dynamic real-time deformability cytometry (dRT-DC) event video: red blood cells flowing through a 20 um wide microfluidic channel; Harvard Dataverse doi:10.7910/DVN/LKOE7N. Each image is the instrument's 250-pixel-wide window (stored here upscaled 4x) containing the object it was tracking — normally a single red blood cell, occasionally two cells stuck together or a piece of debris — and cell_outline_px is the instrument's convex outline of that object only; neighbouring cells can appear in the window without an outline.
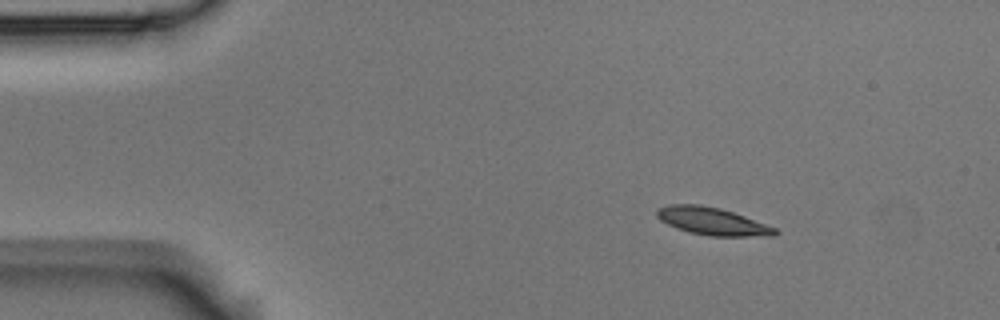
{"species": "Egyptian fruit bat (a non-hibernating species)", "species_latin": "Rousettus aegyptiacus", "temperature_condition": "room temperature", "stored_images_in_passage": 4, "camera_frame_rate_fps": 3000, "um_per_image_px": 0.085, "animal": {"sex": "male"}, "frame": {"image": 1, "passage_image": 1, "time_ms": 0.0, "image_size_px": [1000, 320], "cell_outline_px": [[780, 232], [776, 236], [708, 236], [688, 232], [676, 228], [660, 220], [656, 216], [656, 208], [668, 204], [700, 204], [720, 208], [744, 216], [776, 228]], "centroid_in_image_um": [60.52, 18.81], "position_along_channel_um": 24.5, "area_um2": 19.13}}
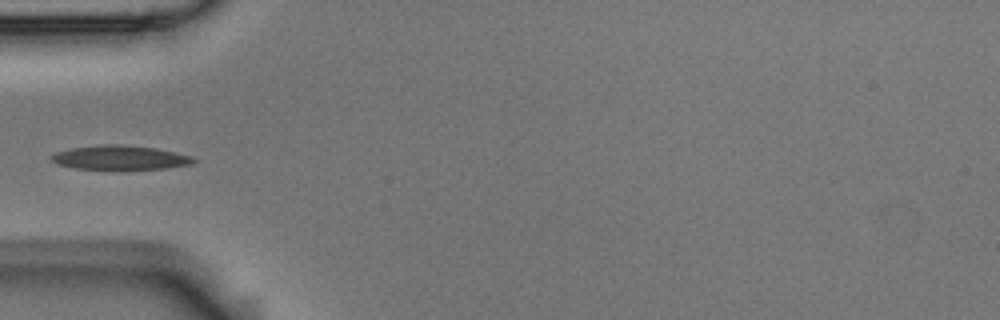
{"frame": {"image": 2, "passage_image": 4, "time_ms": 1.0, "image_size_px": [1000, 320], "cell_outline_px": [[196, 160], [192, 164], [164, 168], [116, 172], [76, 168], [56, 164], [48, 156], [56, 152], [72, 148], [104, 144], [116, 144], [152, 148], [192, 156]], "centroid_in_image_um": [10.15, 13.44], "position_along_channel_um": 74.9, "area_um2": 20.63}}